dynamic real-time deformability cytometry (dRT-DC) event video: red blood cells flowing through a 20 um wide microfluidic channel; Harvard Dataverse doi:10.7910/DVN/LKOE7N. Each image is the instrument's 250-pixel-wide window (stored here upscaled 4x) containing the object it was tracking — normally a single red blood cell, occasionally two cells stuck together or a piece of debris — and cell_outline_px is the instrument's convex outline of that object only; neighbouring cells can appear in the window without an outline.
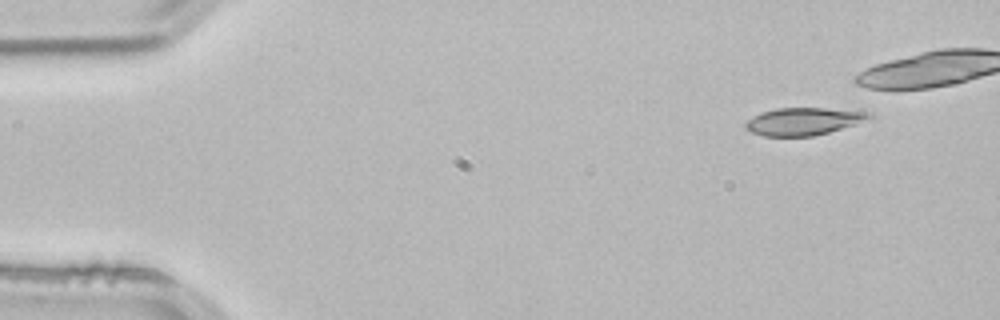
{"species": "common noctule bat (a hibernating species)", "species_latin": "Nyctalus noctula", "temperature_condition": "room temperature", "stored_images_in_passage": 12, "camera_frame_rate_fps": 3000, "um_per_image_px": 0.085, "animal": {"sex": "male", "body_mass_g": 21.5, "forearm_length_mm": 52.0}, "frame": {"image": 1, "passage_image": 1, "time_ms": 0.0, "image_size_px": [1000, 320], "cell_outline_px": [[876, 116], [856, 124], [828, 132], [812, 136], [764, 136], [752, 132], [744, 128], [744, 124], [752, 116], [760, 112], [776, 108], [824, 108], [872, 112]], "centroid_in_image_um": [68.3, 10.3], "position_along_channel_um": 16.7, "area_um2": 19.88}}